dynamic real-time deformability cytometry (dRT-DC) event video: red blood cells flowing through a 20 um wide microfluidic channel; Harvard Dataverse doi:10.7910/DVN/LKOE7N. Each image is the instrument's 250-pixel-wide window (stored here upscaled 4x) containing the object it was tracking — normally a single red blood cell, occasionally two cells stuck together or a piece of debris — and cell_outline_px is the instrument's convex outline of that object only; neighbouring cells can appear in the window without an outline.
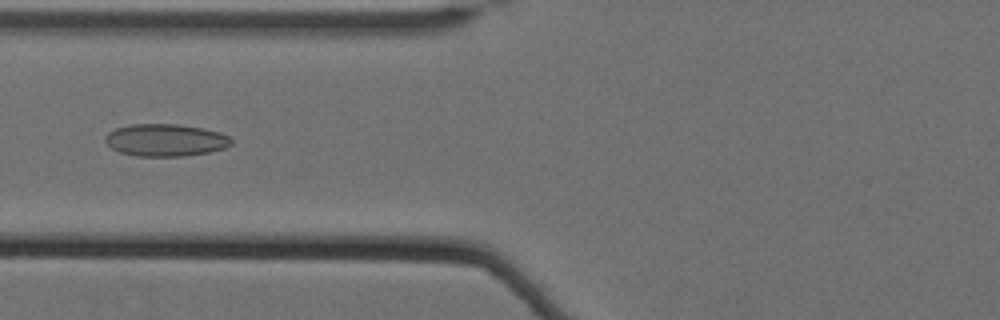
{"species": "Egyptian fruit bat (a non-hibernating species)", "species_latin": "Rousettus aegyptiacus", "temperature_condition": "cold", "stored_images_in_passage": 62, "camera_frame_rate_fps": 3000, "um_per_image_px": 0.085, "animal": {"sex": "female"}, "frame": {"image": 1, "passage_image": 29, "time_ms": 9.333, "image_size_px": [1000, 320], "cell_outline_px": [[232, 144], [224, 148], [208, 152], [184, 156], [136, 156], [120, 152], [112, 148], [104, 140], [104, 136], [108, 132], [116, 128], [132, 124], [180, 124], [204, 128], [220, 132], [228, 136], [232, 140]], "centroid_in_image_um": [14.07, 11.9], "position_along_channel_um": 111.7, "area_um2": 23.81}}
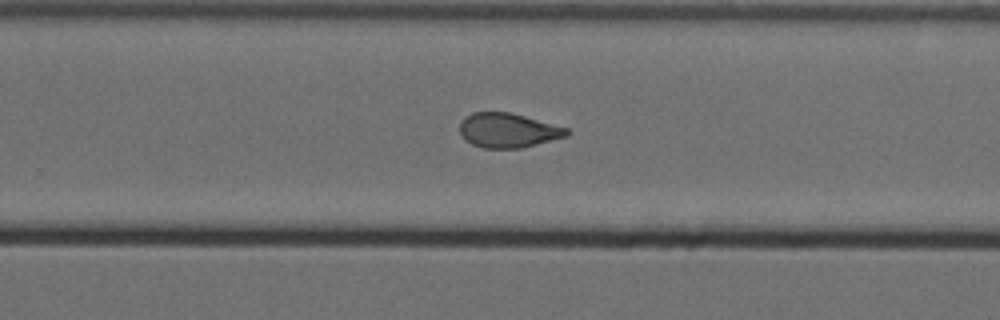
{"frame": {"image": 2, "passage_image": 44, "time_ms": 14.333, "image_size_px": [1000, 320], "cell_outline_px": [[572, 132], [568, 136], [520, 148], [484, 148], [472, 144], [464, 140], [460, 132], [460, 124], [472, 112], [508, 112], [524, 116], [568, 128]], "centroid_in_image_um": [43.2, 11.09], "position_along_channel_um": 286.6, "area_um2": 21.33}}
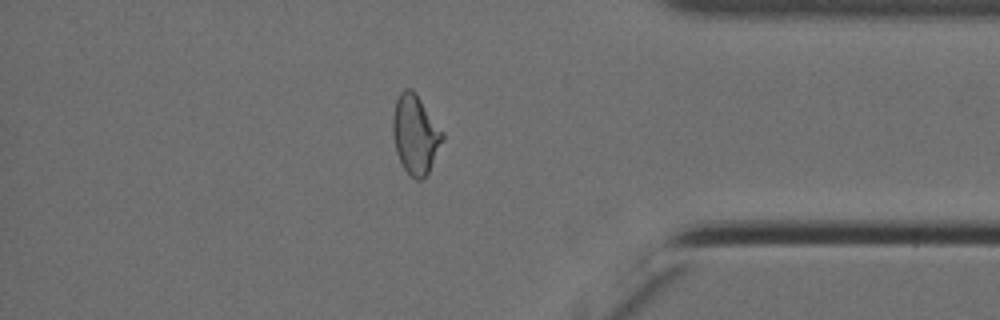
{"frame": {"image": 3, "passage_image": 55, "time_ms": 18.0, "image_size_px": [1000, 320], "cell_outline_px": [[444, 140], [428, 172], [420, 180], [416, 180], [404, 168], [396, 152], [392, 132], [392, 116], [396, 100], [400, 92], [404, 88], [412, 88], [416, 92], [444, 132]], "centroid_in_image_um": [35.31, 11.37], "position_along_channel_um": 399.9, "area_um2": 23.0}, "authors_computed_cell_mechanics": {"area_um2": 23.6691, "velocity_mm_per_s": 3.4859, "shape_relaxation_time_tau1_ms": null, "shape_relaxation_time_tau2_ms": 1.9683, "deformation_change_tau1": null, "deformation_change_tau2": 0.0795}}